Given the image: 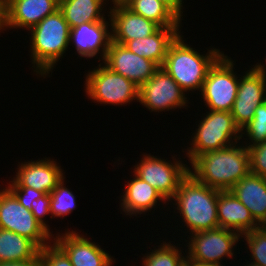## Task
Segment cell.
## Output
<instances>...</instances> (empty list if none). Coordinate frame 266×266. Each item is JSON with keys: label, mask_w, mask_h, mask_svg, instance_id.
<instances>
[{"label": "cell", "mask_w": 266, "mask_h": 266, "mask_svg": "<svg viewBox=\"0 0 266 266\" xmlns=\"http://www.w3.org/2000/svg\"><path fill=\"white\" fill-rule=\"evenodd\" d=\"M190 164L188 172L198 182L219 191H229L250 173L248 149L238 143L199 155Z\"/></svg>", "instance_id": "6da1fadb"}, {"label": "cell", "mask_w": 266, "mask_h": 266, "mask_svg": "<svg viewBox=\"0 0 266 266\" xmlns=\"http://www.w3.org/2000/svg\"><path fill=\"white\" fill-rule=\"evenodd\" d=\"M218 192L219 190L198 182L190 173L180 181L171 202L178 210L174 213L179 212L190 233L219 228Z\"/></svg>", "instance_id": "7a4b0ae2"}, {"label": "cell", "mask_w": 266, "mask_h": 266, "mask_svg": "<svg viewBox=\"0 0 266 266\" xmlns=\"http://www.w3.org/2000/svg\"><path fill=\"white\" fill-rule=\"evenodd\" d=\"M70 26L58 9L53 14L47 15L41 22L29 29L31 64L36 75L43 78L52 74L57 62L69 46Z\"/></svg>", "instance_id": "3957f363"}, {"label": "cell", "mask_w": 266, "mask_h": 266, "mask_svg": "<svg viewBox=\"0 0 266 266\" xmlns=\"http://www.w3.org/2000/svg\"><path fill=\"white\" fill-rule=\"evenodd\" d=\"M183 38L180 33L170 44L162 68L185 93L193 90L200 92L210 67L223 53L220 49L210 47L202 55L191 45L184 43Z\"/></svg>", "instance_id": "277c9868"}, {"label": "cell", "mask_w": 266, "mask_h": 266, "mask_svg": "<svg viewBox=\"0 0 266 266\" xmlns=\"http://www.w3.org/2000/svg\"><path fill=\"white\" fill-rule=\"evenodd\" d=\"M206 113L191 136V147L184 149L188 162L206 152L230 147L242 139L241 130L230 112L209 110Z\"/></svg>", "instance_id": "5b68a950"}, {"label": "cell", "mask_w": 266, "mask_h": 266, "mask_svg": "<svg viewBox=\"0 0 266 266\" xmlns=\"http://www.w3.org/2000/svg\"><path fill=\"white\" fill-rule=\"evenodd\" d=\"M86 74L84 90L92 102L124 106L133 100L139 101V86L124 76L113 72L103 63Z\"/></svg>", "instance_id": "8992f818"}, {"label": "cell", "mask_w": 266, "mask_h": 266, "mask_svg": "<svg viewBox=\"0 0 266 266\" xmlns=\"http://www.w3.org/2000/svg\"><path fill=\"white\" fill-rule=\"evenodd\" d=\"M234 66L232 58L223 53L210 67L200 91L208 110L231 111L239 87Z\"/></svg>", "instance_id": "52a82bcc"}, {"label": "cell", "mask_w": 266, "mask_h": 266, "mask_svg": "<svg viewBox=\"0 0 266 266\" xmlns=\"http://www.w3.org/2000/svg\"><path fill=\"white\" fill-rule=\"evenodd\" d=\"M172 159L173 162H167L164 157L145 153L133 169V173L154 187L168 204L176 194L180 181L189 173L185 162L175 156Z\"/></svg>", "instance_id": "ba28073f"}, {"label": "cell", "mask_w": 266, "mask_h": 266, "mask_svg": "<svg viewBox=\"0 0 266 266\" xmlns=\"http://www.w3.org/2000/svg\"><path fill=\"white\" fill-rule=\"evenodd\" d=\"M188 234H191L187 237L189 239L184 240L188 241L186 256L199 264H221L223 259H231L235 254L234 248L242 237L221 227Z\"/></svg>", "instance_id": "9c48e42d"}, {"label": "cell", "mask_w": 266, "mask_h": 266, "mask_svg": "<svg viewBox=\"0 0 266 266\" xmlns=\"http://www.w3.org/2000/svg\"><path fill=\"white\" fill-rule=\"evenodd\" d=\"M0 228L29 238L40 249L54 238L6 187L0 189Z\"/></svg>", "instance_id": "30bf717a"}, {"label": "cell", "mask_w": 266, "mask_h": 266, "mask_svg": "<svg viewBox=\"0 0 266 266\" xmlns=\"http://www.w3.org/2000/svg\"><path fill=\"white\" fill-rule=\"evenodd\" d=\"M185 91L163 69L159 67L154 75L139 87V101L151 112H165L188 106Z\"/></svg>", "instance_id": "8fae6325"}, {"label": "cell", "mask_w": 266, "mask_h": 266, "mask_svg": "<svg viewBox=\"0 0 266 266\" xmlns=\"http://www.w3.org/2000/svg\"><path fill=\"white\" fill-rule=\"evenodd\" d=\"M243 75L239 77L237 96L230 111L240 130L252 120L255 109L266 99V80L262 74L251 67Z\"/></svg>", "instance_id": "7c38bea8"}, {"label": "cell", "mask_w": 266, "mask_h": 266, "mask_svg": "<svg viewBox=\"0 0 266 266\" xmlns=\"http://www.w3.org/2000/svg\"><path fill=\"white\" fill-rule=\"evenodd\" d=\"M102 61L110 70L133 81L139 87L159 68L153 61L134 54L125 45L112 40Z\"/></svg>", "instance_id": "4fadbf2b"}, {"label": "cell", "mask_w": 266, "mask_h": 266, "mask_svg": "<svg viewBox=\"0 0 266 266\" xmlns=\"http://www.w3.org/2000/svg\"><path fill=\"white\" fill-rule=\"evenodd\" d=\"M56 235L53 241L66 253L73 266H112L115 263L108 252L84 234L67 229Z\"/></svg>", "instance_id": "5bb4252c"}, {"label": "cell", "mask_w": 266, "mask_h": 266, "mask_svg": "<svg viewBox=\"0 0 266 266\" xmlns=\"http://www.w3.org/2000/svg\"><path fill=\"white\" fill-rule=\"evenodd\" d=\"M54 159L25 161L19 164L12 181L18 187H31L37 191L50 194L63 179L65 172Z\"/></svg>", "instance_id": "9a60e30c"}, {"label": "cell", "mask_w": 266, "mask_h": 266, "mask_svg": "<svg viewBox=\"0 0 266 266\" xmlns=\"http://www.w3.org/2000/svg\"><path fill=\"white\" fill-rule=\"evenodd\" d=\"M112 41L124 45L127 41L146 38L155 33L160 26L131 11L124 3L109 6Z\"/></svg>", "instance_id": "2e32d148"}, {"label": "cell", "mask_w": 266, "mask_h": 266, "mask_svg": "<svg viewBox=\"0 0 266 266\" xmlns=\"http://www.w3.org/2000/svg\"><path fill=\"white\" fill-rule=\"evenodd\" d=\"M108 20L88 22L71 28L69 45L74 44L79 57L87 60L100 53L101 60L105 58L112 40L111 20Z\"/></svg>", "instance_id": "e0dca14e"}, {"label": "cell", "mask_w": 266, "mask_h": 266, "mask_svg": "<svg viewBox=\"0 0 266 266\" xmlns=\"http://www.w3.org/2000/svg\"><path fill=\"white\" fill-rule=\"evenodd\" d=\"M59 9V0H5V27L29 30Z\"/></svg>", "instance_id": "ac0fdd59"}, {"label": "cell", "mask_w": 266, "mask_h": 266, "mask_svg": "<svg viewBox=\"0 0 266 266\" xmlns=\"http://www.w3.org/2000/svg\"><path fill=\"white\" fill-rule=\"evenodd\" d=\"M219 227L241 236L259 228L250 211L230 191H219L217 202Z\"/></svg>", "instance_id": "d6986e66"}, {"label": "cell", "mask_w": 266, "mask_h": 266, "mask_svg": "<svg viewBox=\"0 0 266 266\" xmlns=\"http://www.w3.org/2000/svg\"><path fill=\"white\" fill-rule=\"evenodd\" d=\"M133 176L127 182L120 200V209L126 215L137 217L138 214L151 212L156 205H160L157 202H167L154 187L135 174Z\"/></svg>", "instance_id": "ffe728a7"}, {"label": "cell", "mask_w": 266, "mask_h": 266, "mask_svg": "<svg viewBox=\"0 0 266 266\" xmlns=\"http://www.w3.org/2000/svg\"><path fill=\"white\" fill-rule=\"evenodd\" d=\"M181 27H160L146 38L127 41L124 45L134 54L153 61L162 67L170 44L181 33Z\"/></svg>", "instance_id": "44dd1931"}, {"label": "cell", "mask_w": 266, "mask_h": 266, "mask_svg": "<svg viewBox=\"0 0 266 266\" xmlns=\"http://www.w3.org/2000/svg\"><path fill=\"white\" fill-rule=\"evenodd\" d=\"M260 224L266 217V178L249 173L229 190Z\"/></svg>", "instance_id": "7402d4cb"}, {"label": "cell", "mask_w": 266, "mask_h": 266, "mask_svg": "<svg viewBox=\"0 0 266 266\" xmlns=\"http://www.w3.org/2000/svg\"><path fill=\"white\" fill-rule=\"evenodd\" d=\"M107 0H59V10L70 28L88 22L106 21ZM103 6V7H102ZM104 8V9H103Z\"/></svg>", "instance_id": "603a6c76"}, {"label": "cell", "mask_w": 266, "mask_h": 266, "mask_svg": "<svg viewBox=\"0 0 266 266\" xmlns=\"http://www.w3.org/2000/svg\"><path fill=\"white\" fill-rule=\"evenodd\" d=\"M39 251L29 238L0 228V263L32 259Z\"/></svg>", "instance_id": "cb8c5ba5"}, {"label": "cell", "mask_w": 266, "mask_h": 266, "mask_svg": "<svg viewBox=\"0 0 266 266\" xmlns=\"http://www.w3.org/2000/svg\"><path fill=\"white\" fill-rule=\"evenodd\" d=\"M131 11L158 24L160 27H181L182 20L159 0H126Z\"/></svg>", "instance_id": "d4e9b609"}, {"label": "cell", "mask_w": 266, "mask_h": 266, "mask_svg": "<svg viewBox=\"0 0 266 266\" xmlns=\"http://www.w3.org/2000/svg\"><path fill=\"white\" fill-rule=\"evenodd\" d=\"M163 240L159 246H154L151 252H147L142 258L143 266H178L180 262L186 257L185 253L176 247V244ZM183 253V254H182Z\"/></svg>", "instance_id": "484cf974"}, {"label": "cell", "mask_w": 266, "mask_h": 266, "mask_svg": "<svg viewBox=\"0 0 266 266\" xmlns=\"http://www.w3.org/2000/svg\"><path fill=\"white\" fill-rule=\"evenodd\" d=\"M65 178L63 177L56 188L49 194L52 215L50 219H53V217L63 219L65 215H69L77 207L75 195L70 189L64 186Z\"/></svg>", "instance_id": "4316f807"}, {"label": "cell", "mask_w": 266, "mask_h": 266, "mask_svg": "<svg viewBox=\"0 0 266 266\" xmlns=\"http://www.w3.org/2000/svg\"><path fill=\"white\" fill-rule=\"evenodd\" d=\"M248 137L249 143L245 141ZM241 138L245 139L242 144L245 147L256 146L266 141V104L263 103L255 109L254 117L252 120L241 130ZM252 142V143H251ZM248 145V146H247Z\"/></svg>", "instance_id": "83f0119b"}, {"label": "cell", "mask_w": 266, "mask_h": 266, "mask_svg": "<svg viewBox=\"0 0 266 266\" xmlns=\"http://www.w3.org/2000/svg\"><path fill=\"white\" fill-rule=\"evenodd\" d=\"M244 238L251 256V262L266 266V230L262 228L253 229L250 232L242 235Z\"/></svg>", "instance_id": "f1b7e54d"}, {"label": "cell", "mask_w": 266, "mask_h": 266, "mask_svg": "<svg viewBox=\"0 0 266 266\" xmlns=\"http://www.w3.org/2000/svg\"><path fill=\"white\" fill-rule=\"evenodd\" d=\"M39 253L41 266H73L66 253L54 241L40 249Z\"/></svg>", "instance_id": "f546056e"}, {"label": "cell", "mask_w": 266, "mask_h": 266, "mask_svg": "<svg viewBox=\"0 0 266 266\" xmlns=\"http://www.w3.org/2000/svg\"><path fill=\"white\" fill-rule=\"evenodd\" d=\"M250 173L266 178V141L248 148Z\"/></svg>", "instance_id": "4dcf8cb0"}, {"label": "cell", "mask_w": 266, "mask_h": 266, "mask_svg": "<svg viewBox=\"0 0 266 266\" xmlns=\"http://www.w3.org/2000/svg\"><path fill=\"white\" fill-rule=\"evenodd\" d=\"M6 188L17 198L18 202L29 211H31L32 208V201L45 194L31 187H18L13 181H9Z\"/></svg>", "instance_id": "1f68e13d"}, {"label": "cell", "mask_w": 266, "mask_h": 266, "mask_svg": "<svg viewBox=\"0 0 266 266\" xmlns=\"http://www.w3.org/2000/svg\"><path fill=\"white\" fill-rule=\"evenodd\" d=\"M31 212L33 213L36 220L51 234L54 236L53 231L50 232V226L45 222V216L51 215L50 209V195L44 194L43 196L39 197L32 201L31 204Z\"/></svg>", "instance_id": "d6a6232c"}, {"label": "cell", "mask_w": 266, "mask_h": 266, "mask_svg": "<svg viewBox=\"0 0 266 266\" xmlns=\"http://www.w3.org/2000/svg\"><path fill=\"white\" fill-rule=\"evenodd\" d=\"M0 266H41L40 253L32 259L17 262H4L0 263Z\"/></svg>", "instance_id": "836d02e7"}, {"label": "cell", "mask_w": 266, "mask_h": 266, "mask_svg": "<svg viewBox=\"0 0 266 266\" xmlns=\"http://www.w3.org/2000/svg\"><path fill=\"white\" fill-rule=\"evenodd\" d=\"M165 3L181 20L183 15V0H159Z\"/></svg>", "instance_id": "e575fe53"}, {"label": "cell", "mask_w": 266, "mask_h": 266, "mask_svg": "<svg viewBox=\"0 0 266 266\" xmlns=\"http://www.w3.org/2000/svg\"><path fill=\"white\" fill-rule=\"evenodd\" d=\"M0 30L6 31V27H5V0H0Z\"/></svg>", "instance_id": "d590c367"}, {"label": "cell", "mask_w": 266, "mask_h": 266, "mask_svg": "<svg viewBox=\"0 0 266 266\" xmlns=\"http://www.w3.org/2000/svg\"><path fill=\"white\" fill-rule=\"evenodd\" d=\"M266 58V57H265ZM265 63H266V59H265ZM253 69L257 72H259L260 74H262V76L265 78L266 80V64L262 63H256L255 66L253 67Z\"/></svg>", "instance_id": "8d00e7d4"}, {"label": "cell", "mask_w": 266, "mask_h": 266, "mask_svg": "<svg viewBox=\"0 0 266 266\" xmlns=\"http://www.w3.org/2000/svg\"><path fill=\"white\" fill-rule=\"evenodd\" d=\"M178 266H195V262L186 256Z\"/></svg>", "instance_id": "74e56055"}, {"label": "cell", "mask_w": 266, "mask_h": 266, "mask_svg": "<svg viewBox=\"0 0 266 266\" xmlns=\"http://www.w3.org/2000/svg\"><path fill=\"white\" fill-rule=\"evenodd\" d=\"M195 266H225V264H213V263H210V264H199V263H195Z\"/></svg>", "instance_id": "f35d334b"}, {"label": "cell", "mask_w": 266, "mask_h": 266, "mask_svg": "<svg viewBox=\"0 0 266 266\" xmlns=\"http://www.w3.org/2000/svg\"><path fill=\"white\" fill-rule=\"evenodd\" d=\"M259 228L265 229L266 230V217L264 220L259 224Z\"/></svg>", "instance_id": "ab89813d"}, {"label": "cell", "mask_w": 266, "mask_h": 266, "mask_svg": "<svg viewBox=\"0 0 266 266\" xmlns=\"http://www.w3.org/2000/svg\"><path fill=\"white\" fill-rule=\"evenodd\" d=\"M124 1L126 0H111V5L114 4V3H123Z\"/></svg>", "instance_id": "60d3db41"}, {"label": "cell", "mask_w": 266, "mask_h": 266, "mask_svg": "<svg viewBox=\"0 0 266 266\" xmlns=\"http://www.w3.org/2000/svg\"><path fill=\"white\" fill-rule=\"evenodd\" d=\"M247 263H248V264L245 265V266H261V265L255 264V263H253V262H250V263H249V261H248Z\"/></svg>", "instance_id": "b9f144b4"}]
</instances>
